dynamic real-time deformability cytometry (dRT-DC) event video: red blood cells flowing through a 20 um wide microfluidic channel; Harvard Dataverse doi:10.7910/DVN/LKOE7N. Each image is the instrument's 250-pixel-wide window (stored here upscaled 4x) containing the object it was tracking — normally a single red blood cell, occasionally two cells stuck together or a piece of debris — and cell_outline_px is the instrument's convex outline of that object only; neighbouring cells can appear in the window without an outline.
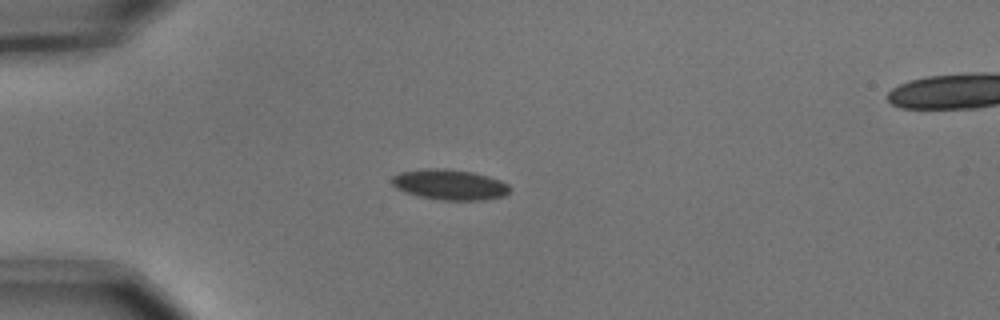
{"species": "common noctule bat (a hibernating species)", "species_latin": "Nyctalus noctula", "temperature_condition": "cold", "stored_images_in_passage": 41, "camera_frame_rate_fps": 3000, "um_per_image_px": 0.085, "animal": {"sex": "male", "body_mass_g": 15.6}, "frame": {"image": 1, "passage_image": 1, "time_ms": 0.0, "image_size_px": [1000, 320], "cell_outline_px": [[512, 188], [504, 196], [484, 200], [444, 200], [420, 196], [404, 192], [396, 188], [392, 184], [392, 176], [400, 172], [424, 168], [444, 168], [472, 172], [488, 176], [500, 180], [508, 184]], "centroid_in_image_um": [38.23, 15.69], "position_along_channel_um": 46.8, "area_um2": 20.98}}
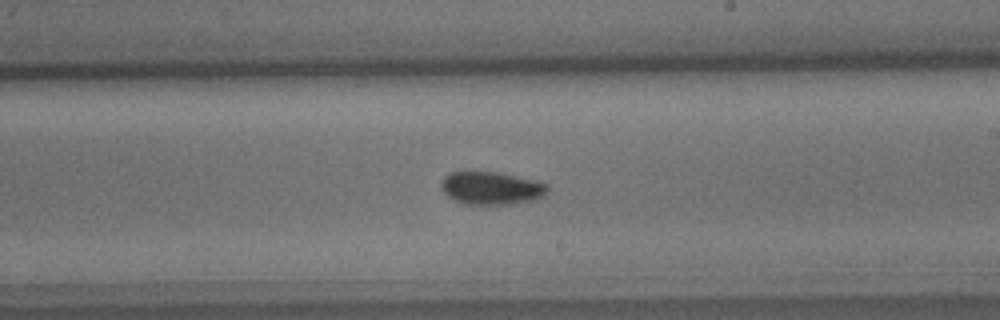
{"frame": {"image": 2, "passage_image": 19, "time_ms": 6.0, "image_size_px": [1000, 320], "cell_outline_px": [[548, 188], [544, 196], [536, 200], [516, 204], [464, 204], [448, 196], [440, 188], [440, 184], [444, 176], [448, 172], [496, 172], [532, 180], [548, 184]], "centroid_in_image_um": [41.75, 16.0], "position_along_channel_um": 247.2, "area_um2": 20.35}}
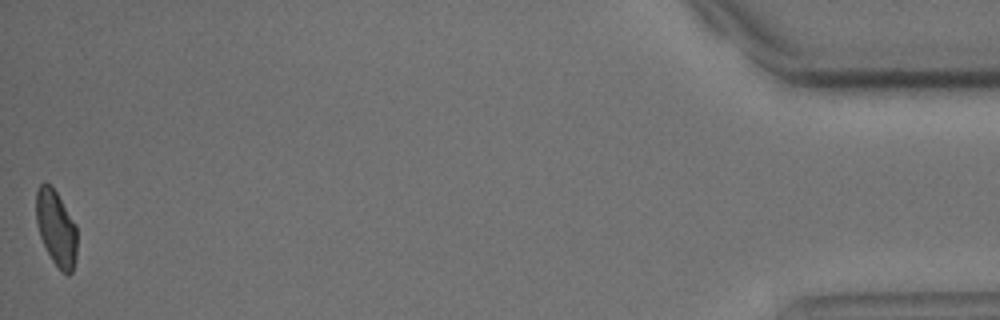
{"frame": {"image": 3, "passage_image": 41, "time_ms": 13.333, "image_size_px": [1000, 320], "cell_outline_px": [[76, 260], [72, 272], [68, 276], [52, 260], [40, 236], [36, 224], [36, 192], [40, 184], [48, 184], [56, 192], [76, 224]], "centroid_in_image_um": [4.78, 19.4], "position_along_channel_um": 430.4, "area_um2": 17.74}, "authors_computed_cell_mechanics": {"area_um2": 19.5942, "velocity_mm_per_s": 3.6868, "shape_relaxation_time_tau1_ms": 4.6339, "shape_relaxation_time_tau2_ms": 6.4986, "deformation_change_tau1": 0.1007, "deformation_change_tau2": 0.091}}